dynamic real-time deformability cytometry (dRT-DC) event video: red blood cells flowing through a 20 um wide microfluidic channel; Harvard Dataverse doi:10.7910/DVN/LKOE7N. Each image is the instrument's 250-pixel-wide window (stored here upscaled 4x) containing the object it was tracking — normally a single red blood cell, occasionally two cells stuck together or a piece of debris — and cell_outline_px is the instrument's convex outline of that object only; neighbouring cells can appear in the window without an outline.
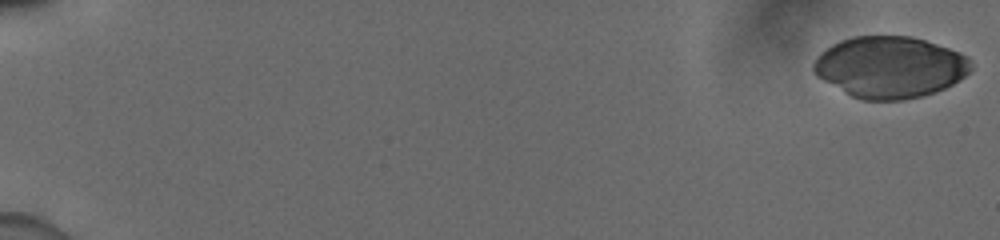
{"species": "human", "species_latin": "Homo sapiens", "temperature_condition": "cold", "stored_images_in_passage": 55, "camera_frame_rate_fps": 3000, "um_per_image_px": 0.085, "donor": {"sex": "male"}, "frame": {"image": 1, "passage_image": 1, "time_ms": 0.0, "image_size_px": [1000, 240], "cell_outline_px": [[972, 68], [960, 80], [944, 88], [924, 96], [904, 100], [860, 100], [844, 92], [816, 76], [812, 68], [812, 64], [820, 52], [832, 44], [840, 40], [852, 36], [912, 36], [960, 52], [968, 56]], "centroid_in_image_um": [75.62, 5.7], "position_along_channel_um": 9.4, "area_um2": 56.53}}
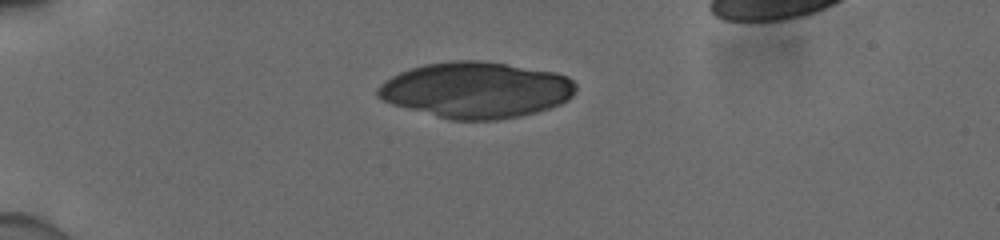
{"frame": {"image": 2, "passage_image": 16, "time_ms": 5.0, "image_size_px": [1000, 240], "cell_outline_px": [[576, 92], [568, 100], [560, 104], [536, 112], [520, 116], [496, 120], [452, 120], [392, 104], [380, 100], [376, 96], [376, 88], [384, 80], [400, 72], [424, 64], [456, 60], [480, 60], [556, 72], [568, 76], [576, 84]], "centroid_in_image_um": [40.46, 7.64], "position_along_channel_um": 44.5, "area_um2": 64.74}}